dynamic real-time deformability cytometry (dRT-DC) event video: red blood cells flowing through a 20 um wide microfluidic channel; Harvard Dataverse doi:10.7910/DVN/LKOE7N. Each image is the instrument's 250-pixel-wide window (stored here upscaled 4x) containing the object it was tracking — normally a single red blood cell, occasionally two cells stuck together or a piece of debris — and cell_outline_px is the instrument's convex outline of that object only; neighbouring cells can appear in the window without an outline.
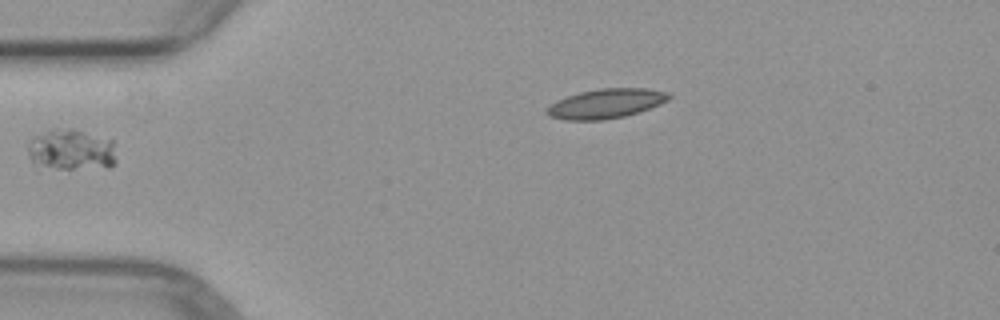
{"species": "common noctule bat (a hibernating species)", "species_latin": "Nyctalus noctula", "temperature_condition": "warm", "stored_images_in_passage": 4, "segment_of_instrument_passage": [1, 2], "camera_frame_rate_fps": 3000, "um_per_image_px": 0.085, "animal": {"sex": "female", "body_mass_g": 29.2, "forearm_length_mm": 56.3}, "frame": {"image": 1, "passage_image": 2, "time_ms": 1.333, "image_size_px": [1000, 320], "cell_outline_px": [[116, 164], [108, 168], [36, 172], [28, 156], [28, 144], [36, 136], [52, 128], [72, 128], [112, 140], [116, 160]], "centroid_in_image_um": [5.98, 12.83], "position_along_channel_um": 79.0, "area_um2": 22.6}}
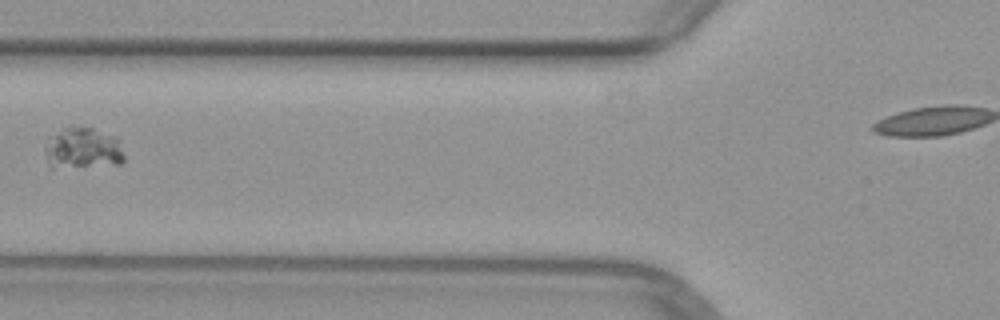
{"frame": {"image": 2, "passage_image": 3, "time_ms": 2.333, "image_size_px": [1000, 320], "cell_outline_px": [[124, 160], [120, 164], [84, 168], [52, 168], [44, 148], [52, 136], [64, 128], [72, 124], [92, 128], [112, 136], [116, 140], [124, 156]], "centroid_in_image_um": [7.03, 12.64], "position_along_channel_um": 118.8, "area_um2": 19.07}}